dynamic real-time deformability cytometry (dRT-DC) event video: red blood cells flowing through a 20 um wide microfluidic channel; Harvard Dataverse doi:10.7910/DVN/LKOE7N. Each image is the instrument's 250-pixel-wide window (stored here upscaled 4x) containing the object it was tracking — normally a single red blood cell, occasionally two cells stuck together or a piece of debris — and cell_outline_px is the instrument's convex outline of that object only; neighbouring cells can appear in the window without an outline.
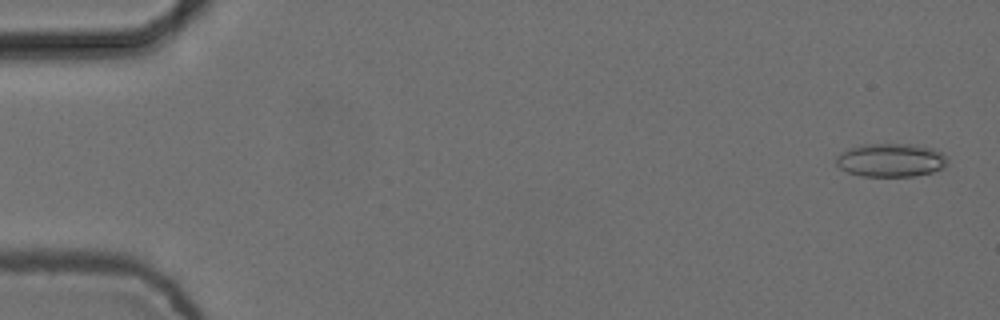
{"species": "common noctule bat (a hibernating species)", "species_latin": "Nyctalus noctula", "temperature_condition": "cold", "stored_images_in_passage": 4, "camera_frame_rate_fps": 3000, "um_per_image_px": 0.085, "animal": {"sex": "female", "body_mass_g": 24.6, "forearm_length_mm": 56.2}, "frame": {"image": 1, "passage_image": 1, "time_ms": 0.0, "image_size_px": [1000, 320], "cell_outline_px": [[948, 160], [944, 168], [932, 172], [912, 176], [860, 176], [848, 172], [840, 168], [836, 164], [836, 156], [840, 152], [848, 148], [868, 144], [912, 144], [932, 148], [940, 152]], "centroid_in_image_um": [75.7, 13.61], "position_along_channel_um": 9.3, "area_um2": 21.68}}